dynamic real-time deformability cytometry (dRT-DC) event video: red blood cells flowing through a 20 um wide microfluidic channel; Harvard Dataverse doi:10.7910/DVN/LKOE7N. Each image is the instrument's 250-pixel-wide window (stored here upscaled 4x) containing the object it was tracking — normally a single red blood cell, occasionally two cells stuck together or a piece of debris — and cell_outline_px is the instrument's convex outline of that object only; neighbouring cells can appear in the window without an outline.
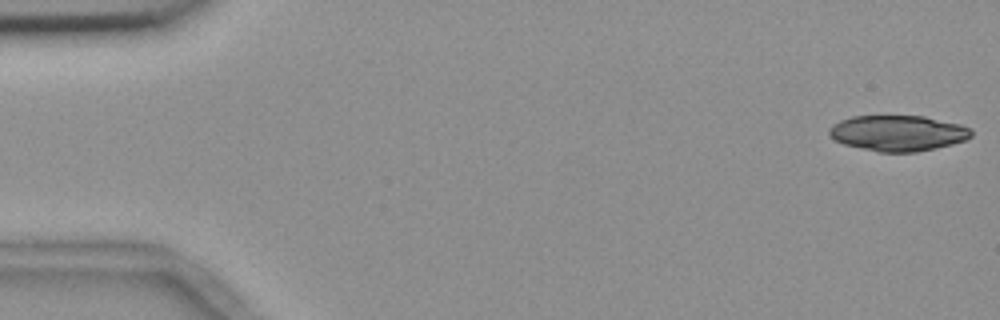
{"species": "common noctule bat (a hibernating species)", "species_latin": "Nyctalus noctula", "temperature_condition": "room temperature", "stored_images_in_passage": 55, "camera_frame_rate_fps": 3000, "um_per_image_px": 0.085, "animal": {"sex": "female", "body_mass_g": 18.4}, "frame": {"image": 1, "passage_image": 1, "time_ms": 0.0, "image_size_px": [1000, 320], "cell_outline_px": [[972, 136], [964, 140], [952, 144], [936, 148], [916, 152], [880, 152], [860, 148], [844, 144], [828, 136], [828, 128], [832, 124], [840, 120], [852, 116], [924, 116], [960, 124], [972, 128]], "centroid_in_image_um": [76.31, 11.31], "position_along_channel_um": 8.7, "area_um2": 29.71}}